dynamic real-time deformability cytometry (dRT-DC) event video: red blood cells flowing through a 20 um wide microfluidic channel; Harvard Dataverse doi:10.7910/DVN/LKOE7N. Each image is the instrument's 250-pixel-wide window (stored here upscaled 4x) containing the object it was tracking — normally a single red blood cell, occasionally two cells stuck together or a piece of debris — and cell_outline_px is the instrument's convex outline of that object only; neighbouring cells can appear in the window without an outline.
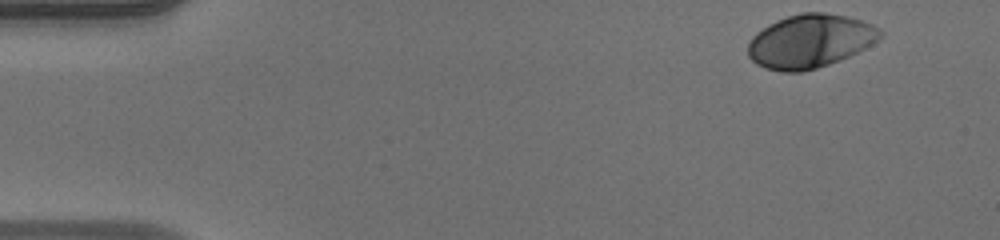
{"species": "human", "species_latin": "Homo sapiens", "temperature_condition": "warm", "stored_images_in_passage": 41, "camera_frame_rate_fps": 3000, "um_per_image_px": 0.085, "donor": {"sex": "male"}, "frame": {"image": 1, "passage_image": 1, "time_ms": 0.0, "image_size_px": [1000, 240], "cell_outline_px": [[884, 32], [872, 44], [848, 56], [828, 64], [804, 72], [780, 72], [764, 68], [756, 64], [748, 56], [748, 44], [752, 36], [756, 32], [768, 24], [776, 20], [800, 12], [824, 12], [844, 16], [860, 20], [872, 24]], "centroid_in_image_um": [68.8, 3.5], "position_along_channel_um": 16.2, "area_um2": 41.15}}
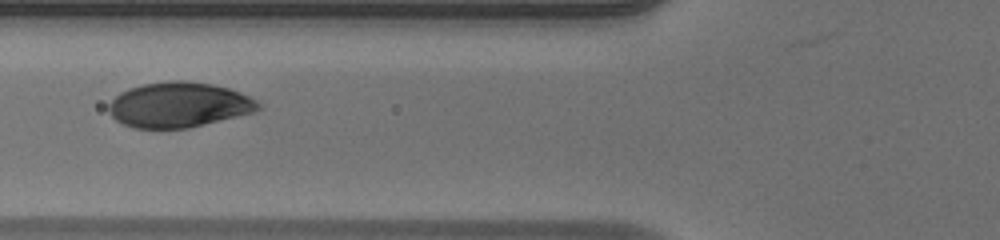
{"frame": {"image": 2, "passage_image": 17, "time_ms": 5.333, "image_size_px": [1000, 240], "cell_outline_px": [[260, 108], [256, 112], [188, 128], [132, 128], [116, 120], [108, 112], [108, 104], [120, 92], [128, 88], [144, 84], [172, 80], [184, 80], [212, 84], [228, 88], [240, 92], [256, 100], [260, 104]], "centroid_in_image_um": [15.2, 8.91], "position_along_channel_um": 110.6, "area_um2": 39.42}}
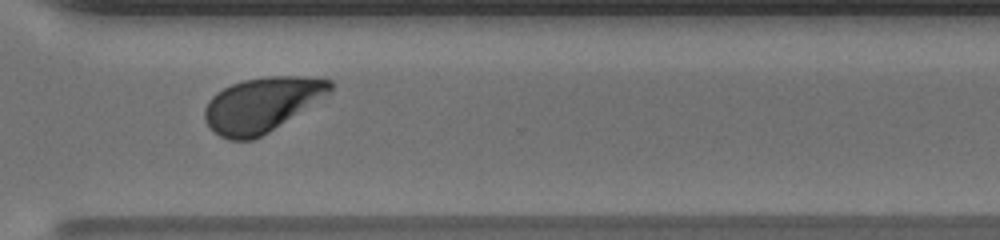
{"frame": {"image": 3, "passage_image": 35, "time_ms": 11.333, "image_size_px": [1000, 240], "cell_outline_px": [[332, 92], [268, 132], [252, 140], [228, 140], [220, 136], [204, 120], [204, 108], [208, 100], [216, 92], [232, 84], [244, 80], [268, 76], [300, 76], [332, 80]], "centroid_in_image_um": [22.24, 8.88], "position_along_channel_um": 348.4, "area_um2": 39.59}, "authors_computed_cell_mechanics": {"area_um2": 39.9398, "velocity_mm_per_s": 3.9602, "shape_relaxation_time_tau1_ms": 1.9018, "shape_relaxation_time_tau2_ms": null, "deformation_change_tau1": 0.1341, "deformation_change_tau2": null}}